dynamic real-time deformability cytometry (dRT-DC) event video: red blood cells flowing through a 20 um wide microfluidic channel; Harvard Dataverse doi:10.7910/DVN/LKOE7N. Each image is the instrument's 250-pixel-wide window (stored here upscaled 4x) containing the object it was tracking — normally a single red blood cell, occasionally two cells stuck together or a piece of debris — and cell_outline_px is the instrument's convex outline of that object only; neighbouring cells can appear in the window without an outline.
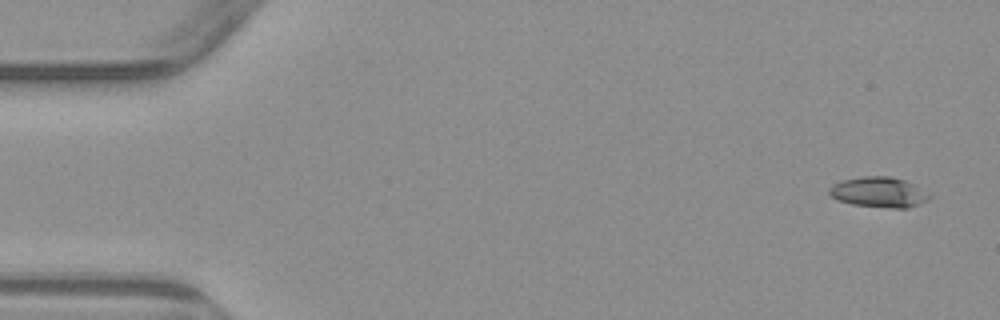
{"species": "common noctule bat (a hibernating species)", "species_latin": "Nyctalus noctula", "temperature_condition": "warm", "stored_images_in_passage": 3, "camera_frame_rate_fps": 3000, "um_per_image_px": 0.085, "animal": {"sex": "male", "body_mass_g": 23.1, "forearm_length_mm": 52.7}, "frame": {"image": 1, "passage_image": 1, "time_ms": 0.0, "image_size_px": [1000, 320], "cell_outline_px": [[932, 196], [928, 200], [908, 208], [892, 208], [852, 204], [836, 200], [828, 192], [828, 188], [832, 184], [844, 180], [864, 176], [892, 176], [904, 180], [912, 184]], "centroid_in_image_um": [74.67, 16.34], "position_along_channel_um": 10.3, "area_um2": 17.57}}